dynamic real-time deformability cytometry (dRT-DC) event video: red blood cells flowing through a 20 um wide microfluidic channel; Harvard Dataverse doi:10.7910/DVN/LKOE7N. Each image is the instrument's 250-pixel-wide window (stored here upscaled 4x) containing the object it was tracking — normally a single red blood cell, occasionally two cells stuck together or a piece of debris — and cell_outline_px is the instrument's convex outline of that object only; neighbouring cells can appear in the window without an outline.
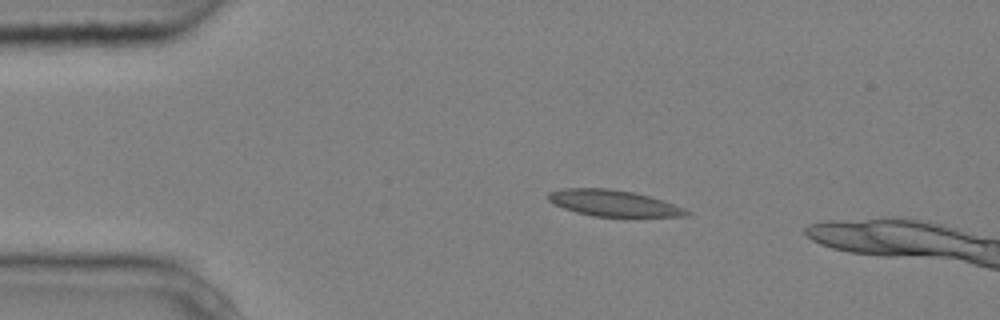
{"species": "common noctule bat (a hibernating species)", "species_latin": "Nyctalus noctula", "temperature_condition": "cold", "stored_images_in_passage": 2, "camera_frame_rate_fps": 3000, "um_per_image_px": 0.085, "animal": {"sex": "male", "body_mass_g": 20.4}, "frame": {"image": 1, "passage_image": 1, "time_ms": 0.0, "image_size_px": [1000, 320], "cell_outline_px": [[692, 212], [688, 216], [624, 220], [592, 216], [576, 212], [564, 208], [548, 200], [548, 192], [564, 188], [608, 188], [632, 192], [648, 196], [684, 208]], "centroid_in_image_um": [52.23, 17.34], "position_along_channel_um": 32.8, "area_um2": 22.14}}